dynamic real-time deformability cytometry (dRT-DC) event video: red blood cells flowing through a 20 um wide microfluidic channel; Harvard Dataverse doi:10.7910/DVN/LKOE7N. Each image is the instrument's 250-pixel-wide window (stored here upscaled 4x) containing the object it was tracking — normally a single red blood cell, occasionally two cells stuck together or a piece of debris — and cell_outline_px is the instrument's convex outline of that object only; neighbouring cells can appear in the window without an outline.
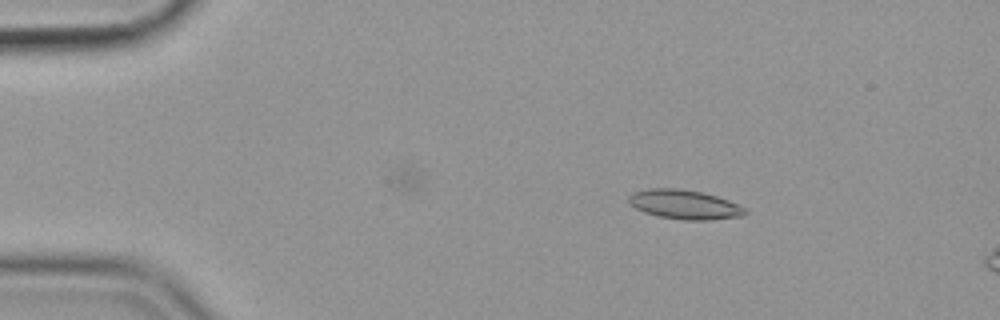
{"species": "common noctule bat (a hibernating species)", "species_latin": "Nyctalus noctula", "temperature_condition": "cold", "stored_images_in_passage": 15, "camera_frame_rate_fps": 3000, "um_per_image_px": 0.085, "animal": {"sex": "female", "body_mass_g": 19.9}, "frame": {"image": 1, "passage_image": 9, "time_ms": 2.667, "image_size_px": [1000, 320], "cell_outline_px": [[748, 212], [744, 216], [712, 220], [684, 220], [660, 216], [644, 212], [636, 208], [628, 200], [628, 196], [632, 192], [648, 188], [676, 188], [700, 192], [716, 196], [728, 200], [744, 208]], "centroid_in_image_um": [58.18, 17.38], "position_along_channel_um": 26.8, "area_um2": 19.77}}